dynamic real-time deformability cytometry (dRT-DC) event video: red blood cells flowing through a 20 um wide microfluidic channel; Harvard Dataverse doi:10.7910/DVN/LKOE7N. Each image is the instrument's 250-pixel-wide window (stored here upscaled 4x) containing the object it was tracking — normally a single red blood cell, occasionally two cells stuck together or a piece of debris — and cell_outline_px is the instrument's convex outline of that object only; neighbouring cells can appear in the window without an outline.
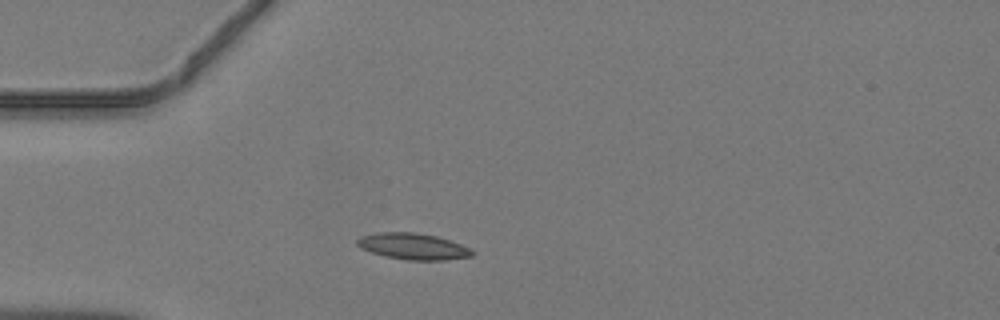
{"species": "common noctule bat (a hibernating species)", "species_latin": "Nyctalus noctula", "temperature_condition": "warm", "stored_images_in_passage": 35, "camera_frame_rate_fps": 3000, "um_per_image_px": 0.085, "animal": {"sex": "male", "body_mass_g": 19.2, "forearm_length_mm": 51.8}, "frame": {"image": 1, "passage_image": 10, "time_ms": 3.0, "image_size_px": [1000, 320], "cell_outline_px": [[476, 252], [472, 256], [444, 260], [408, 260], [384, 256], [360, 248], [356, 244], [356, 240], [360, 236], [376, 232], [416, 232], [436, 236], [460, 244]], "centroid_in_image_um": [35.07, 20.93], "position_along_channel_um": 49.9, "area_um2": 17.63}}
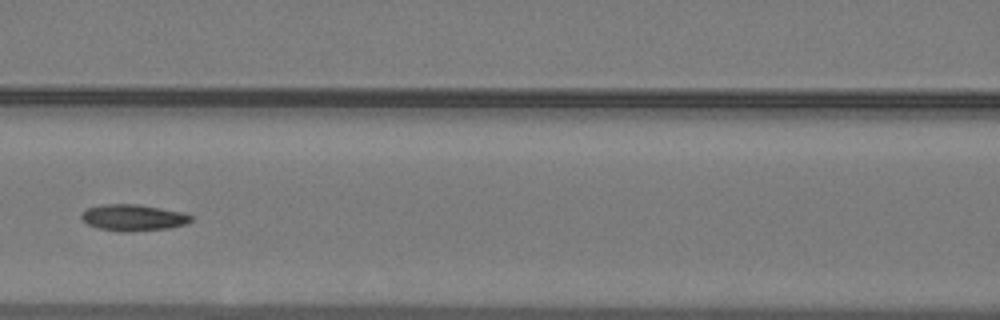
{"frame": {"image": 2, "passage_image": 18, "time_ms": 5.667, "image_size_px": [1000, 320], "cell_outline_px": [[192, 220], [184, 224], [168, 228], [128, 232], [120, 232], [100, 228], [88, 224], [80, 216], [88, 208], [100, 204], [136, 204], [160, 208], [180, 212], [192, 216]], "centroid_in_image_um": [11.3, 18.5], "position_along_channel_um": 155.3, "area_um2": 16.59}}
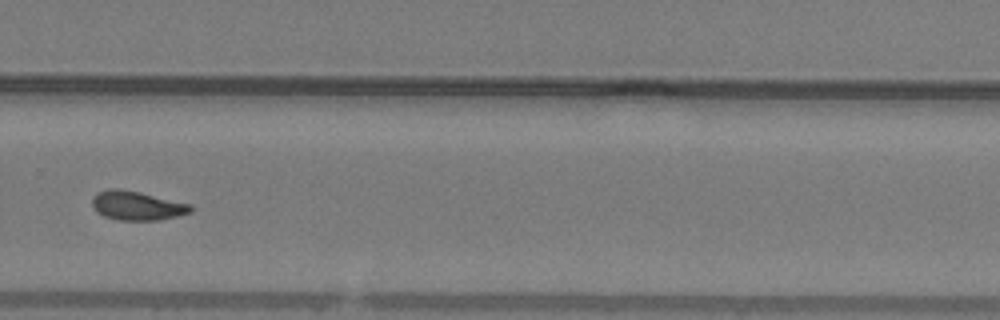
{"frame": {"image": 3, "passage_image": 29, "time_ms": 9.333, "image_size_px": [1000, 320], "cell_outline_px": [[192, 212], [160, 220], [120, 220], [104, 216], [96, 212], [92, 204], [92, 196], [96, 192], [108, 188], [120, 188], [140, 192], [192, 204]], "centroid_in_image_um": [11.62, 17.46], "position_along_channel_um": 318.2, "area_um2": 16.88}}